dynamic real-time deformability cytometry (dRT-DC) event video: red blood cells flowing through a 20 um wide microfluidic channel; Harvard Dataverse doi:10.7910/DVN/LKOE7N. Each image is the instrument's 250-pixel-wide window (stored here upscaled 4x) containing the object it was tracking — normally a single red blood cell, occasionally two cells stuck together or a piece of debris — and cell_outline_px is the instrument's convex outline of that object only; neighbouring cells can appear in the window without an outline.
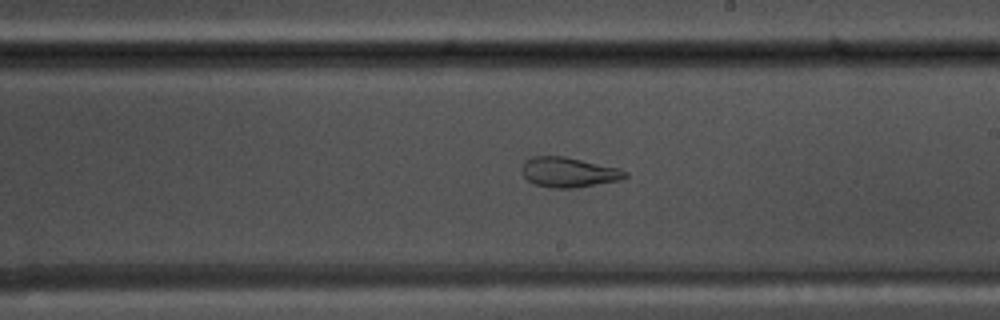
{"species": "common noctule bat (a hibernating species)", "species_latin": "Nyctalus noctula", "temperature_condition": "warm", "stored_images_in_passage": 56, "segment_of_instrument_passage": [1, 2], "camera_frame_rate_fps": 3000, "um_per_image_px": 0.085, "animal": {"sex": "male", "body_mass_g": 17.5, "forearm_length_mm": 52.3}, "frame": {"image": 1, "passage_image": 32, "time_ms": 10.333, "image_size_px": [1000, 320], "cell_outline_px": [[628, 176], [620, 180], [576, 188], [552, 188], [532, 184], [520, 172], [520, 168], [524, 160], [532, 156], [564, 156], [620, 168], [628, 172]], "centroid_in_image_um": [48.3, 14.64], "position_along_channel_um": 240.7, "area_um2": 18.38}}
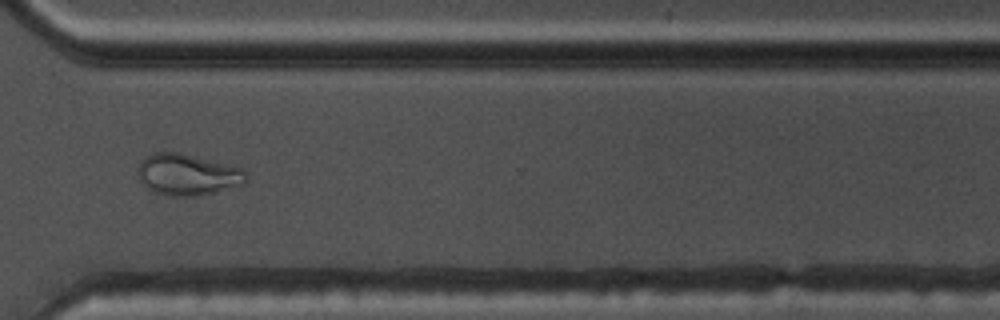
{"frame": {"image": 2, "passage_image": 41, "time_ms": 13.333, "image_size_px": [1000, 320], "cell_outline_px": [[248, 180], [244, 184], [200, 196], [168, 196], [156, 192], [148, 188], [140, 180], [136, 172], [136, 168], [144, 156], [152, 152], [180, 152], [240, 168], [248, 172]], "centroid_in_image_um": [15.92, 14.84], "position_along_channel_um": 354.7, "area_um2": 26.3}}
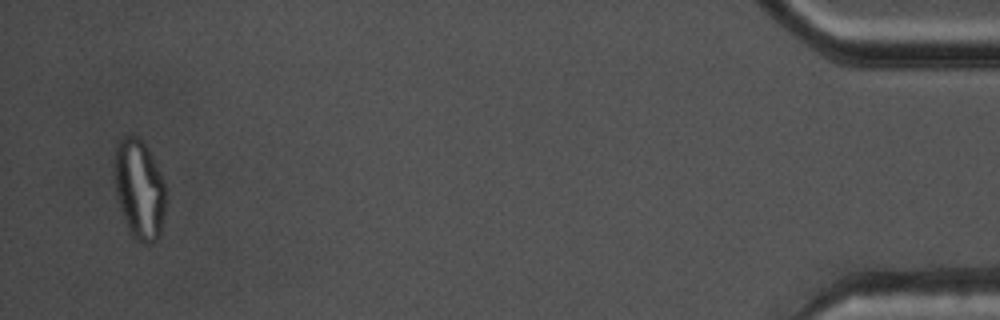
{"frame": {"image": 3, "passage_image": 53, "time_ms": 17.333, "image_size_px": [1000, 320], "cell_outline_px": [[168, 192], [164, 216], [160, 236], [152, 244], [144, 244], [136, 240], [132, 236], [128, 228], [120, 208], [116, 196], [116, 148], [120, 140], [124, 136], [132, 132], [144, 144], [160, 172], [164, 180]], "centroid_in_image_um": [11.89, 16.14], "position_along_channel_um": 423.3, "area_um2": 29.82}}